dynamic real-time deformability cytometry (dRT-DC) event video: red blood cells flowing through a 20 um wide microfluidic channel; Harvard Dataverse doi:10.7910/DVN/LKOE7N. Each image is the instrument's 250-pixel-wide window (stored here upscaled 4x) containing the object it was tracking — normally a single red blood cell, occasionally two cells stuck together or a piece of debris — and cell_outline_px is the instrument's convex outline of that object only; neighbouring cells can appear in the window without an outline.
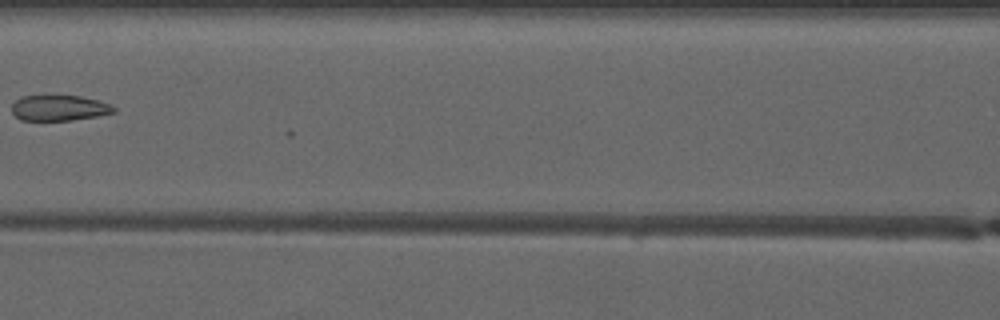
{"species": "common noctule bat (a hibernating species)", "species_latin": "Nyctalus noctula", "temperature_condition": "warm", "stored_images_in_passage": 6, "camera_frame_rate_fps": 3000, "um_per_image_px": 0.085, "animal": {"sex": "male", "forearm_length_mm": 52.5}, "frame": {"image": 1, "passage_image": 6, "time_ms": 7.333, "image_size_px": [1000, 320], "cell_outline_px": [[116, 112], [96, 116], [72, 120], [20, 120], [12, 112], [12, 104], [20, 96], [80, 96], [100, 100], [112, 104], [116, 108]], "centroid_in_image_um": [5.06, 9.17], "position_along_channel_um": 161.5, "area_um2": 15.26}}